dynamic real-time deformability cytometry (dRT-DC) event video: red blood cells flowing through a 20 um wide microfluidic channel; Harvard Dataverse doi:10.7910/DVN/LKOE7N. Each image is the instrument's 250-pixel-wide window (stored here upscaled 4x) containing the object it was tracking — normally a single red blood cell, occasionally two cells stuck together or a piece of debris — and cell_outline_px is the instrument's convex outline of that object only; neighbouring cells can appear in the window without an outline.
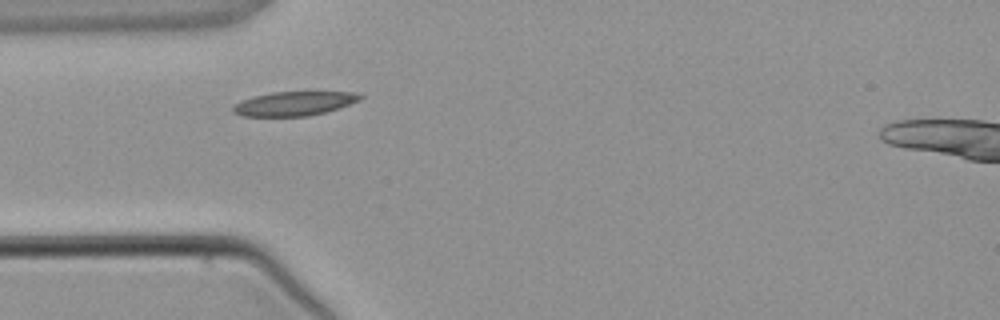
{"species": "common noctule bat (a hibernating species)", "species_latin": "Nyctalus noctula", "temperature_condition": "warm", "stored_images_in_passage": 2, "camera_frame_rate_fps": 3000, "um_per_image_px": 0.085, "animal": {"sex": "male", "body_mass_g": 21.5, "forearm_length_mm": 52.0}, "frame": {"image": 1, "passage_image": 1, "time_ms": 0.0, "image_size_px": [1000, 320], "cell_outline_px": [[364, 96], [360, 100], [324, 112], [308, 116], [244, 116], [232, 112], [232, 108], [240, 100], [252, 96], [272, 92], [356, 92]], "centroid_in_image_um": [24.96, 8.79], "position_along_channel_um": 60.0, "area_um2": 17.74}}
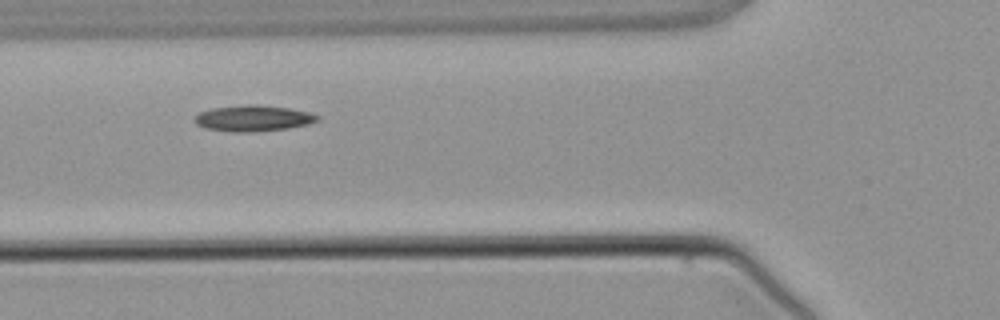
{"frame": {"image": 2, "passage_image": 2, "time_ms": 1.0, "image_size_px": [1000, 320], "cell_outline_px": [[320, 120], [308, 124], [288, 128], [252, 132], [232, 132], [204, 128], [196, 124], [196, 116], [200, 112], [212, 108], [248, 104], [260, 104], [288, 108], [308, 112], [320, 116]], "centroid_in_image_um": [21.54, 10.05], "position_along_channel_um": 104.3, "area_um2": 18.61}}